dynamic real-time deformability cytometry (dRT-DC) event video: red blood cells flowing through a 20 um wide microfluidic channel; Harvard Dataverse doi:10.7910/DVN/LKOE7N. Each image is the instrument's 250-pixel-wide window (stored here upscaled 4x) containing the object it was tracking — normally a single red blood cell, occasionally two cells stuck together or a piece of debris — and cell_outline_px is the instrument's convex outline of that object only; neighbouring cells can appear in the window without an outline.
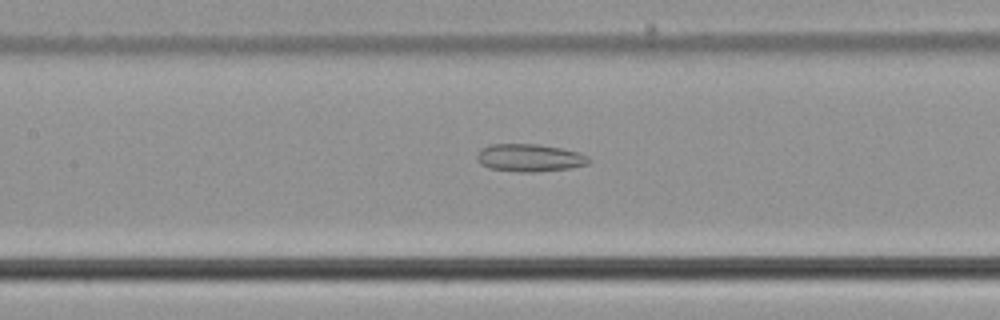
{"species": "common noctule bat (a hibernating species)", "species_latin": "Nyctalus noctula", "temperature_condition": "cold", "stored_images_in_passage": 14, "camera_frame_rate_fps": 3000, "um_per_image_px": 0.085, "animal": {"sex": "male", "body_mass_g": 21.5, "forearm_length_mm": 52.0}, "frame": {"image": 1, "passage_image": 12, "time_ms": 3.667, "image_size_px": [1000, 320], "cell_outline_px": [[592, 160], [588, 164], [572, 168], [536, 172], [516, 172], [488, 168], [480, 164], [476, 160], [476, 152], [480, 148], [492, 144], [536, 144], [560, 148], [580, 152], [588, 156]], "centroid_in_image_um": [44.99, 13.42], "position_along_channel_um": 162.4, "area_um2": 18.38}}